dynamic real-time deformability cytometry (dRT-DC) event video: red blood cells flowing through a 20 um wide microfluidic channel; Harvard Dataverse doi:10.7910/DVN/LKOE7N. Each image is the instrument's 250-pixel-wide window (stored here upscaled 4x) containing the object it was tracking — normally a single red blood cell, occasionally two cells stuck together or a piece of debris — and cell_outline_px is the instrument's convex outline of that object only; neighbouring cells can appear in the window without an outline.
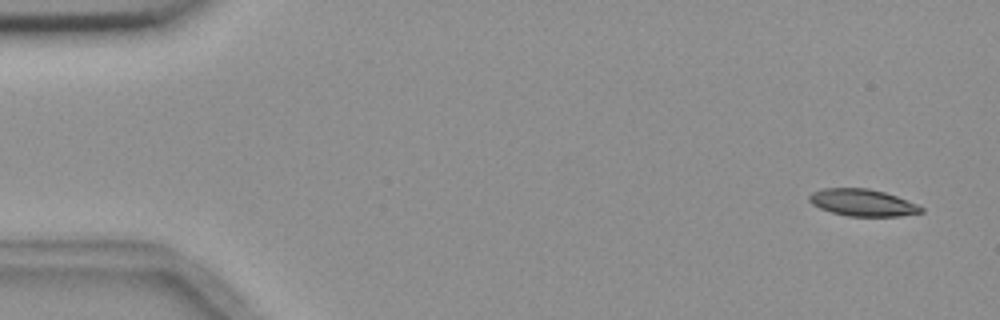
{"species": "common noctule bat (a hibernating species)", "species_latin": "Nyctalus noctula", "temperature_condition": "room temperature", "stored_images_in_passage": 5, "camera_frame_rate_fps": 3000, "um_per_image_px": 0.085, "animal": {"sex": "female", "body_mass_g": 18.4}, "frame": {"image": 1, "passage_image": 1, "time_ms": 0.0, "image_size_px": [1000, 320], "cell_outline_px": [[924, 212], [900, 216], [848, 216], [832, 212], [820, 208], [812, 204], [808, 200], [808, 196], [812, 192], [824, 188], [868, 188], [884, 192], [896, 196], [916, 204], [924, 208]], "centroid_in_image_um": [73.31, 17.22], "position_along_channel_um": 11.7, "area_um2": 17.51}}